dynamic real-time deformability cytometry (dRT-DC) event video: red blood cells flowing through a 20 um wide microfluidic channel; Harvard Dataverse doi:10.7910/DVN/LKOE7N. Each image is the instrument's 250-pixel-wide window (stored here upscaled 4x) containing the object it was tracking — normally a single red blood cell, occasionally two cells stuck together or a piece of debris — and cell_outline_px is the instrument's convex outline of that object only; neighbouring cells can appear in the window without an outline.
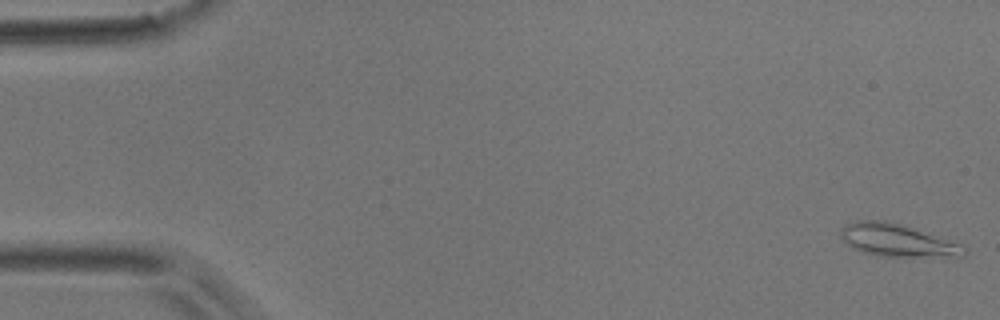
{"species": "common noctule bat (a hibernating species)", "species_latin": "Nyctalus noctula", "temperature_condition": "room temperature", "stored_images_in_passage": 52, "camera_frame_rate_fps": 3000, "um_per_image_px": 0.085, "animal": {"sex": "male", "body_mass_g": 17.9}, "frame": {"image": 1, "passage_image": 1, "time_ms": 0.0, "image_size_px": [1000, 320], "cell_outline_px": [[968, 252], [964, 256], [876, 256], [852, 248], [840, 236], [840, 228], [848, 224], [860, 220], [880, 220], [904, 224], [964, 244], [968, 248]], "centroid_in_image_um": [76.33, 20.42], "position_along_channel_um": 8.7, "area_um2": 23.64}}
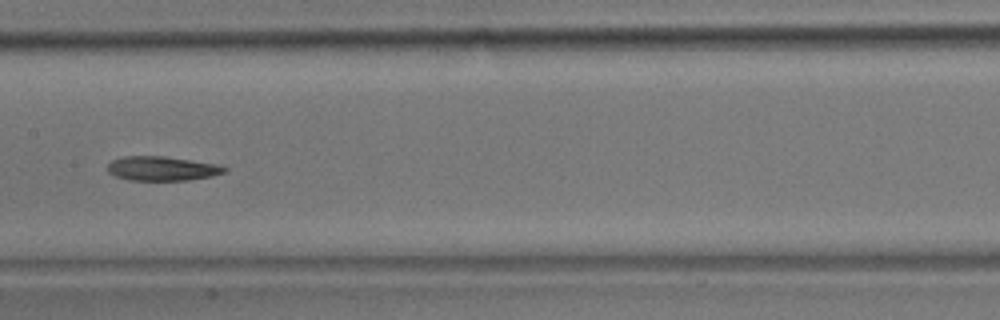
{"frame": {"image": 2, "passage_image": 26, "time_ms": 8.333, "image_size_px": [1000, 320], "cell_outline_px": [[228, 172], [212, 176], [188, 180], [128, 180], [116, 176], [108, 172], [108, 164], [112, 160], [124, 156], [164, 156], [216, 164], [228, 168]], "centroid_in_image_um": [13.79, 14.32], "position_along_channel_um": 193.6, "area_um2": 16.53}}
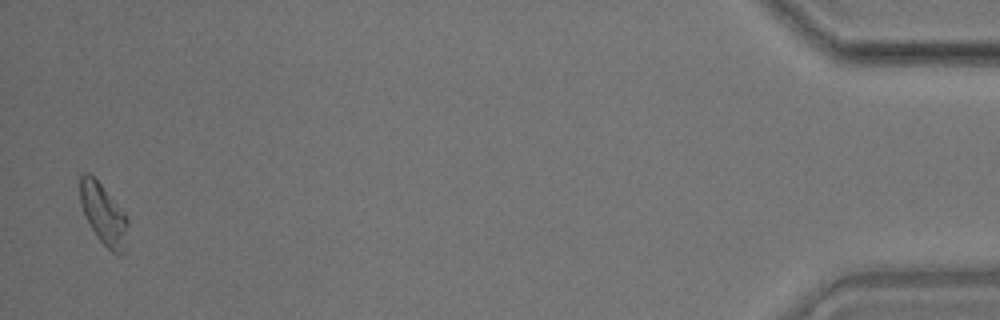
{"frame": {"image": 3, "passage_image": 51, "time_ms": 16.667, "image_size_px": [1000, 320], "cell_outline_px": [[128, 224], [124, 252], [120, 256], [116, 256], [96, 236], [80, 204], [80, 176], [84, 172], [88, 172], [100, 184], [128, 216]], "centroid_in_image_um": [8.81, 18.23], "position_along_channel_um": 426.4, "area_um2": 16.7}, "authors_computed_cell_mechanics": {"area_um2": 17.2244, "velocity_mm_per_s": 3.8348, "shape_relaxation_time_tau1_ms": 6.4734, "shape_relaxation_time_tau2_ms": null, "deformation_change_tau1": 0.1923, "deformation_change_tau2": null}}